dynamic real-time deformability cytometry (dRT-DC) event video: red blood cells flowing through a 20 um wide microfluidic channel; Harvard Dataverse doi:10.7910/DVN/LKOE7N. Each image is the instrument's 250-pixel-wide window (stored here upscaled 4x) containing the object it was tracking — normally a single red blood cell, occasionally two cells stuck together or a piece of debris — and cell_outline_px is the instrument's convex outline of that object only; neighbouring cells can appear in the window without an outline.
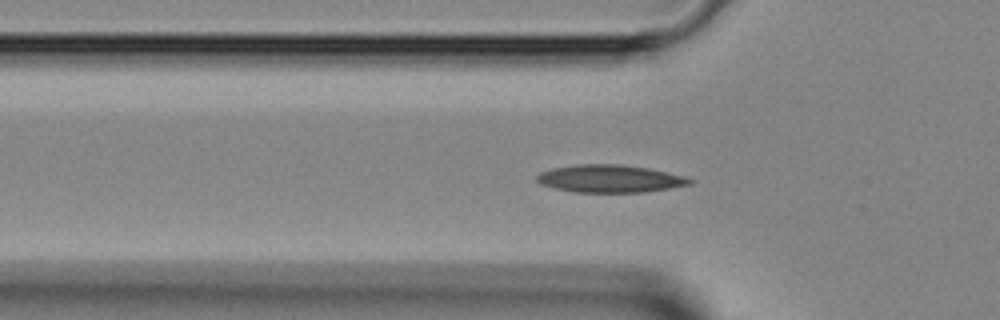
{"species": "Egyptian fruit bat (a non-hibernating species)", "species_latin": "Rousettus aegyptiacus", "temperature_condition": "room temperature", "stored_images_in_passage": 38, "camera_frame_rate_fps": 3000, "um_per_image_px": 0.085, "animal": {"sex": "female"}, "frame": {"image": 1, "passage_image": 7, "time_ms": 2.0, "image_size_px": [1000, 320], "cell_outline_px": [[696, 180], [692, 184], [644, 192], [576, 192], [556, 188], [540, 184], [536, 180], [536, 176], [540, 172], [552, 168], [576, 164], [620, 164], [648, 168], [684, 176]], "centroid_in_image_um": [51.84, 15.18], "position_along_channel_um": 74.0, "area_um2": 24.57}}
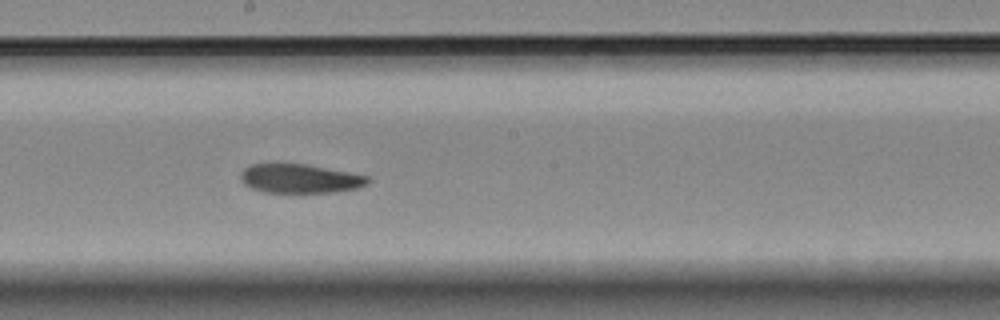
{"frame": {"image": 2, "passage_image": 17, "time_ms": 5.333, "image_size_px": [1000, 320], "cell_outline_px": [[372, 180], [368, 184], [356, 188], [332, 192], [264, 192], [252, 188], [244, 184], [240, 180], [240, 172], [244, 168], [252, 164], [272, 160], [276, 160], [304, 164], [348, 172], [368, 176]], "centroid_in_image_um": [25.4, 15.13], "position_along_channel_um": 222.8, "area_um2": 22.14}}
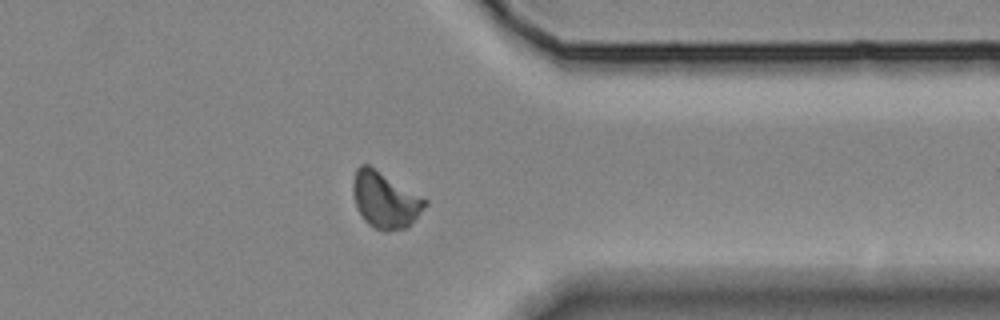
{"frame": {"image": 3, "passage_image": 28, "time_ms": 9.0, "image_size_px": [1000, 320], "cell_outline_px": [[428, 204], [408, 228], [388, 232], [384, 232], [368, 224], [364, 220], [356, 208], [352, 192], [352, 180], [356, 168], [360, 164], [368, 164], [428, 200]], "centroid_in_image_um": [32.72, 17.01], "position_along_channel_um": 378.7, "area_um2": 23.87}}